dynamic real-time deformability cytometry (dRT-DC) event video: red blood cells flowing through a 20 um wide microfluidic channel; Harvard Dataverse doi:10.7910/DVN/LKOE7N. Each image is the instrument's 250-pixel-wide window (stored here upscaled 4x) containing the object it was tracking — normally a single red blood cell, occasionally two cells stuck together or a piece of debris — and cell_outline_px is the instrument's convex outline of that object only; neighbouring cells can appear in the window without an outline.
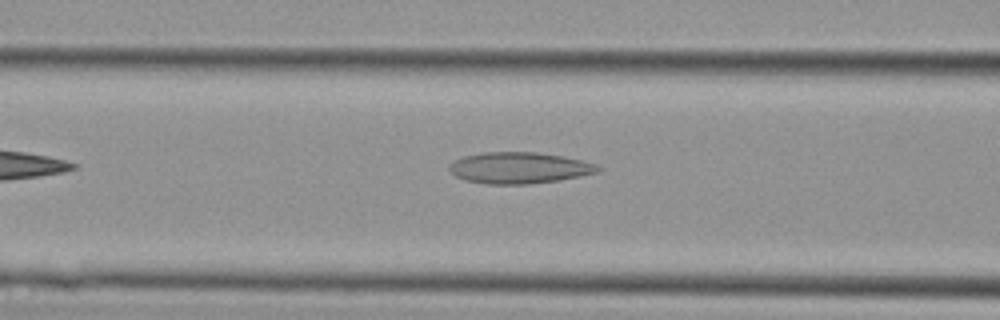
{"species": "Egyptian fruit bat (a non-hibernating species)", "species_latin": "Rousettus aegyptiacus", "temperature_condition": "cold", "stored_images_in_passage": 6, "camera_frame_rate_fps": 3000, "um_per_image_px": 0.085, "animal": {"sex": "female"}, "frame": {"image": 1, "passage_image": 5, "time_ms": 1.333, "image_size_px": [1000, 320], "cell_outline_px": [[600, 168], [596, 172], [580, 176], [560, 180], [528, 184], [488, 184], [464, 180], [456, 176], [448, 168], [456, 160], [464, 156], [484, 152], [536, 152], [560, 156], [580, 160], [596, 164]], "centroid_in_image_um": [44.12, 14.27], "position_along_channel_um": 122.5, "area_um2": 26.76}}